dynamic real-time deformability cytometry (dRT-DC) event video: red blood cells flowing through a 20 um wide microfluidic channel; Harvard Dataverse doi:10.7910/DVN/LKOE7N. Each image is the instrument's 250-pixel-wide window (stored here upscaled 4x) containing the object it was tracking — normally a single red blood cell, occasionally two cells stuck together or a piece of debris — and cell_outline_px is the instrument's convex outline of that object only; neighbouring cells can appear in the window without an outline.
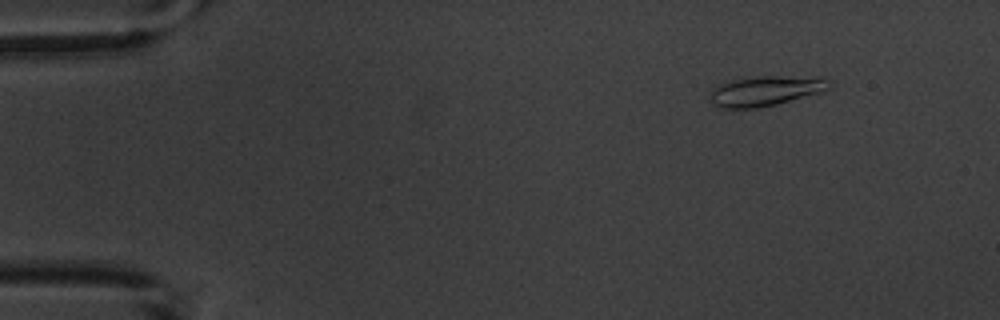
{"species": "common noctule bat (a hibernating species)", "species_latin": "Nyctalus noctula", "temperature_condition": "warm", "stored_images_in_passage": 4, "camera_frame_rate_fps": 3000, "um_per_image_px": 0.085, "animal": {"sex": "male", "body_mass_g": 20.1, "forearm_length_mm": 53.5}, "frame": {"image": 1, "passage_image": 2, "time_ms": 1.333, "image_size_px": [1000, 320], "cell_outline_px": [[832, 88], [820, 92], [776, 104], [756, 108], [720, 108], [712, 104], [712, 88], [720, 84], [732, 80], [756, 76], [780, 76], [832, 80]], "centroid_in_image_um": [65.04, 7.73], "position_along_channel_um": 20.0, "area_um2": 20.4}}